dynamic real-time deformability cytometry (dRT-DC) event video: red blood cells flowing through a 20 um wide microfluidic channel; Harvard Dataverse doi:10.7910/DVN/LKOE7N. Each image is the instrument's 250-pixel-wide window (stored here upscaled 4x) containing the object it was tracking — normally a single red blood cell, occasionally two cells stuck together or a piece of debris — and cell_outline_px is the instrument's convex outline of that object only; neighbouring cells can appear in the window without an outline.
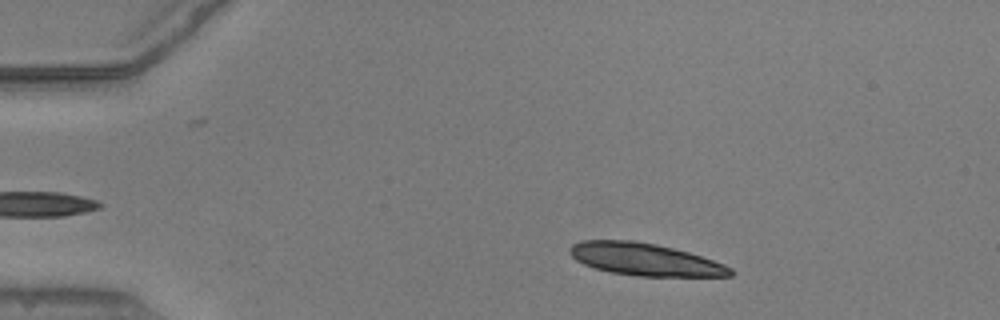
{"species": "common noctule bat (a hibernating species)", "species_latin": "Nyctalus noctula", "temperature_condition": "warm", "stored_images_in_passage": 48, "camera_frame_rate_fps": 3000, "um_per_image_px": 0.085, "animal": {"sex": "male", "body_mass_g": 20.5, "forearm_length_mm": 52.5}, "frame": {"image": 1, "passage_image": 6, "time_ms": 1.667, "image_size_px": [1000, 320], "cell_outline_px": [[736, 272], [732, 276], [636, 276], [608, 272], [584, 264], [576, 260], [568, 252], [568, 248], [572, 244], [580, 240], [636, 240], [656, 244], [688, 252], [724, 264], [732, 268]], "centroid_in_image_um": [54.79, 22.04], "position_along_channel_um": 30.2, "area_um2": 30.4}, "authors_computed_cell_mechanics": {"area_um2": 19.3341, "velocity_mm_per_s": 3.8803, "shape_relaxation_time_tau1_ms": 5.1501, "shape_relaxation_time_tau2_ms": 4.0501, "deformation_change_tau1": 0.1754, "deformation_change_tau2": 0.1015}}